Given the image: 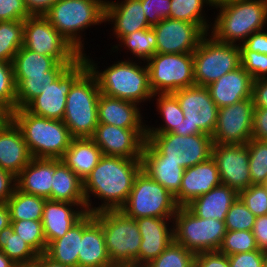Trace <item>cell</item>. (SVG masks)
I'll use <instances>...</instances> for the list:
<instances>
[{
  "instance_id": "1",
  "label": "cell",
  "mask_w": 267,
  "mask_h": 267,
  "mask_svg": "<svg viewBox=\"0 0 267 267\" xmlns=\"http://www.w3.org/2000/svg\"><path fill=\"white\" fill-rule=\"evenodd\" d=\"M141 170V158L102 155L92 172L83 180L87 212L120 210L127 201L135 178ZM89 194L98 197L99 200L103 199L102 205L93 207Z\"/></svg>"
},
{
  "instance_id": "2",
  "label": "cell",
  "mask_w": 267,
  "mask_h": 267,
  "mask_svg": "<svg viewBox=\"0 0 267 267\" xmlns=\"http://www.w3.org/2000/svg\"><path fill=\"white\" fill-rule=\"evenodd\" d=\"M11 119L20 128L32 158L60 159L73 137L62 120L36 116L16 109Z\"/></svg>"
},
{
  "instance_id": "3",
  "label": "cell",
  "mask_w": 267,
  "mask_h": 267,
  "mask_svg": "<svg viewBox=\"0 0 267 267\" xmlns=\"http://www.w3.org/2000/svg\"><path fill=\"white\" fill-rule=\"evenodd\" d=\"M215 8H220V12L214 18L210 35L223 43H243L254 32L264 30L267 23L264 0H232Z\"/></svg>"
},
{
  "instance_id": "4",
  "label": "cell",
  "mask_w": 267,
  "mask_h": 267,
  "mask_svg": "<svg viewBox=\"0 0 267 267\" xmlns=\"http://www.w3.org/2000/svg\"><path fill=\"white\" fill-rule=\"evenodd\" d=\"M83 57L97 78L101 94L136 104L156 96L150 87L146 65L142 67L131 60L118 61L101 72L97 70L96 63L94 64L89 56L84 54Z\"/></svg>"
},
{
  "instance_id": "5",
  "label": "cell",
  "mask_w": 267,
  "mask_h": 267,
  "mask_svg": "<svg viewBox=\"0 0 267 267\" xmlns=\"http://www.w3.org/2000/svg\"><path fill=\"white\" fill-rule=\"evenodd\" d=\"M102 226L106 249L115 267H139L141 234L135 219L121 210H104L94 213Z\"/></svg>"
},
{
  "instance_id": "6",
  "label": "cell",
  "mask_w": 267,
  "mask_h": 267,
  "mask_svg": "<svg viewBox=\"0 0 267 267\" xmlns=\"http://www.w3.org/2000/svg\"><path fill=\"white\" fill-rule=\"evenodd\" d=\"M101 95L96 76L88 68L71 86L66 99L63 122L73 138H91L98 121Z\"/></svg>"
},
{
  "instance_id": "7",
  "label": "cell",
  "mask_w": 267,
  "mask_h": 267,
  "mask_svg": "<svg viewBox=\"0 0 267 267\" xmlns=\"http://www.w3.org/2000/svg\"><path fill=\"white\" fill-rule=\"evenodd\" d=\"M105 4V0H58L44 16L83 56V40L79 33L105 22Z\"/></svg>"
},
{
  "instance_id": "8",
  "label": "cell",
  "mask_w": 267,
  "mask_h": 267,
  "mask_svg": "<svg viewBox=\"0 0 267 267\" xmlns=\"http://www.w3.org/2000/svg\"><path fill=\"white\" fill-rule=\"evenodd\" d=\"M172 220L174 241L194 254L218 251L227 232L225 221L199 218L187 206L178 207Z\"/></svg>"
},
{
  "instance_id": "9",
  "label": "cell",
  "mask_w": 267,
  "mask_h": 267,
  "mask_svg": "<svg viewBox=\"0 0 267 267\" xmlns=\"http://www.w3.org/2000/svg\"><path fill=\"white\" fill-rule=\"evenodd\" d=\"M178 207L175 197L141 170L135 178L127 201L120 210L133 219L173 218Z\"/></svg>"
},
{
  "instance_id": "10",
  "label": "cell",
  "mask_w": 267,
  "mask_h": 267,
  "mask_svg": "<svg viewBox=\"0 0 267 267\" xmlns=\"http://www.w3.org/2000/svg\"><path fill=\"white\" fill-rule=\"evenodd\" d=\"M207 34L193 52L195 85L207 87L241 66L239 44L223 43Z\"/></svg>"
},
{
  "instance_id": "11",
  "label": "cell",
  "mask_w": 267,
  "mask_h": 267,
  "mask_svg": "<svg viewBox=\"0 0 267 267\" xmlns=\"http://www.w3.org/2000/svg\"><path fill=\"white\" fill-rule=\"evenodd\" d=\"M145 142L165 161L178 163L184 169L209 159L214 144L205 133L183 136L171 132L147 133Z\"/></svg>"
},
{
  "instance_id": "12",
  "label": "cell",
  "mask_w": 267,
  "mask_h": 267,
  "mask_svg": "<svg viewBox=\"0 0 267 267\" xmlns=\"http://www.w3.org/2000/svg\"><path fill=\"white\" fill-rule=\"evenodd\" d=\"M183 111L184 120L174 132L178 135L208 134L212 137L218 107L206 87L193 85L172 93Z\"/></svg>"
},
{
  "instance_id": "13",
  "label": "cell",
  "mask_w": 267,
  "mask_h": 267,
  "mask_svg": "<svg viewBox=\"0 0 267 267\" xmlns=\"http://www.w3.org/2000/svg\"><path fill=\"white\" fill-rule=\"evenodd\" d=\"M147 62L150 87L155 95L195 85L193 53H156Z\"/></svg>"
},
{
  "instance_id": "14",
  "label": "cell",
  "mask_w": 267,
  "mask_h": 267,
  "mask_svg": "<svg viewBox=\"0 0 267 267\" xmlns=\"http://www.w3.org/2000/svg\"><path fill=\"white\" fill-rule=\"evenodd\" d=\"M23 47L53 57L59 63H75L82 56L45 16H30L24 20Z\"/></svg>"
},
{
  "instance_id": "15",
  "label": "cell",
  "mask_w": 267,
  "mask_h": 267,
  "mask_svg": "<svg viewBox=\"0 0 267 267\" xmlns=\"http://www.w3.org/2000/svg\"><path fill=\"white\" fill-rule=\"evenodd\" d=\"M88 69V62L81 56L70 65L39 96L35 97L25 109L33 115L63 120L67 94L73 83Z\"/></svg>"
},
{
  "instance_id": "16",
  "label": "cell",
  "mask_w": 267,
  "mask_h": 267,
  "mask_svg": "<svg viewBox=\"0 0 267 267\" xmlns=\"http://www.w3.org/2000/svg\"><path fill=\"white\" fill-rule=\"evenodd\" d=\"M254 109L252 98L218 108L213 143L247 144L252 139Z\"/></svg>"
},
{
  "instance_id": "17",
  "label": "cell",
  "mask_w": 267,
  "mask_h": 267,
  "mask_svg": "<svg viewBox=\"0 0 267 267\" xmlns=\"http://www.w3.org/2000/svg\"><path fill=\"white\" fill-rule=\"evenodd\" d=\"M146 135V128H121L99 123L91 139L103 155L141 158Z\"/></svg>"
},
{
  "instance_id": "18",
  "label": "cell",
  "mask_w": 267,
  "mask_h": 267,
  "mask_svg": "<svg viewBox=\"0 0 267 267\" xmlns=\"http://www.w3.org/2000/svg\"><path fill=\"white\" fill-rule=\"evenodd\" d=\"M156 35V53H193L207 34L198 24L172 18L152 26Z\"/></svg>"
},
{
  "instance_id": "19",
  "label": "cell",
  "mask_w": 267,
  "mask_h": 267,
  "mask_svg": "<svg viewBox=\"0 0 267 267\" xmlns=\"http://www.w3.org/2000/svg\"><path fill=\"white\" fill-rule=\"evenodd\" d=\"M212 158L216 162L221 184L238 193L251 185L247 144L214 143Z\"/></svg>"
},
{
  "instance_id": "20",
  "label": "cell",
  "mask_w": 267,
  "mask_h": 267,
  "mask_svg": "<svg viewBox=\"0 0 267 267\" xmlns=\"http://www.w3.org/2000/svg\"><path fill=\"white\" fill-rule=\"evenodd\" d=\"M221 180L212 156L206 161L184 169L179 192L174 196L179 207H186L195 198L220 186Z\"/></svg>"
},
{
  "instance_id": "21",
  "label": "cell",
  "mask_w": 267,
  "mask_h": 267,
  "mask_svg": "<svg viewBox=\"0 0 267 267\" xmlns=\"http://www.w3.org/2000/svg\"><path fill=\"white\" fill-rule=\"evenodd\" d=\"M171 219L173 218L142 217L135 219L142 239L139 248V267H145L173 242V228L169 229L167 222Z\"/></svg>"
},
{
  "instance_id": "22",
  "label": "cell",
  "mask_w": 267,
  "mask_h": 267,
  "mask_svg": "<svg viewBox=\"0 0 267 267\" xmlns=\"http://www.w3.org/2000/svg\"><path fill=\"white\" fill-rule=\"evenodd\" d=\"M72 206H80L79 208L82 209H75ZM86 213V204H73L65 201H52L47 199L44 204L41 221L47 246L52 241L63 237Z\"/></svg>"
},
{
  "instance_id": "23",
  "label": "cell",
  "mask_w": 267,
  "mask_h": 267,
  "mask_svg": "<svg viewBox=\"0 0 267 267\" xmlns=\"http://www.w3.org/2000/svg\"><path fill=\"white\" fill-rule=\"evenodd\" d=\"M31 159L20 128L8 120L0 128V168L16 177Z\"/></svg>"
},
{
  "instance_id": "24",
  "label": "cell",
  "mask_w": 267,
  "mask_h": 267,
  "mask_svg": "<svg viewBox=\"0 0 267 267\" xmlns=\"http://www.w3.org/2000/svg\"><path fill=\"white\" fill-rule=\"evenodd\" d=\"M253 79L242 67L224 74L206 88L218 108L252 98Z\"/></svg>"
},
{
  "instance_id": "25",
  "label": "cell",
  "mask_w": 267,
  "mask_h": 267,
  "mask_svg": "<svg viewBox=\"0 0 267 267\" xmlns=\"http://www.w3.org/2000/svg\"><path fill=\"white\" fill-rule=\"evenodd\" d=\"M56 159L32 158L16 176V188L26 194L51 200Z\"/></svg>"
},
{
  "instance_id": "26",
  "label": "cell",
  "mask_w": 267,
  "mask_h": 267,
  "mask_svg": "<svg viewBox=\"0 0 267 267\" xmlns=\"http://www.w3.org/2000/svg\"><path fill=\"white\" fill-rule=\"evenodd\" d=\"M114 22V34L119 40L133 32L152 27L144 14L141 0L106 1L105 22Z\"/></svg>"
},
{
  "instance_id": "27",
  "label": "cell",
  "mask_w": 267,
  "mask_h": 267,
  "mask_svg": "<svg viewBox=\"0 0 267 267\" xmlns=\"http://www.w3.org/2000/svg\"><path fill=\"white\" fill-rule=\"evenodd\" d=\"M142 171L154 181L161 184L173 196L181 187L184 168L178 163L165 161V157L158 155L146 142L141 156Z\"/></svg>"
},
{
  "instance_id": "28",
  "label": "cell",
  "mask_w": 267,
  "mask_h": 267,
  "mask_svg": "<svg viewBox=\"0 0 267 267\" xmlns=\"http://www.w3.org/2000/svg\"><path fill=\"white\" fill-rule=\"evenodd\" d=\"M137 105L101 94L98 99V121L121 128H146Z\"/></svg>"
},
{
  "instance_id": "29",
  "label": "cell",
  "mask_w": 267,
  "mask_h": 267,
  "mask_svg": "<svg viewBox=\"0 0 267 267\" xmlns=\"http://www.w3.org/2000/svg\"><path fill=\"white\" fill-rule=\"evenodd\" d=\"M94 220V213L87 212L63 237L52 241L47 246L45 254L55 262L78 267L82 233Z\"/></svg>"
},
{
  "instance_id": "30",
  "label": "cell",
  "mask_w": 267,
  "mask_h": 267,
  "mask_svg": "<svg viewBox=\"0 0 267 267\" xmlns=\"http://www.w3.org/2000/svg\"><path fill=\"white\" fill-rule=\"evenodd\" d=\"M238 197L237 191L221 184L208 193L195 198L187 207L199 218L225 221L229 208Z\"/></svg>"
},
{
  "instance_id": "31",
  "label": "cell",
  "mask_w": 267,
  "mask_h": 267,
  "mask_svg": "<svg viewBox=\"0 0 267 267\" xmlns=\"http://www.w3.org/2000/svg\"><path fill=\"white\" fill-rule=\"evenodd\" d=\"M78 267H115L108 255L102 226L94 220L82 233Z\"/></svg>"
},
{
  "instance_id": "32",
  "label": "cell",
  "mask_w": 267,
  "mask_h": 267,
  "mask_svg": "<svg viewBox=\"0 0 267 267\" xmlns=\"http://www.w3.org/2000/svg\"><path fill=\"white\" fill-rule=\"evenodd\" d=\"M102 155L101 149L91 138H73L60 160L83 181Z\"/></svg>"
},
{
  "instance_id": "33",
  "label": "cell",
  "mask_w": 267,
  "mask_h": 267,
  "mask_svg": "<svg viewBox=\"0 0 267 267\" xmlns=\"http://www.w3.org/2000/svg\"><path fill=\"white\" fill-rule=\"evenodd\" d=\"M74 63H59L55 58L21 47L13 60L16 87L28 76L45 75L50 70H66Z\"/></svg>"
},
{
  "instance_id": "34",
  "label": "cell",
  "mask_w": 267,
  "mask_h": 267,
  "mask_svg": "<svg viewBox=\"0 0 267 267\" xmlns=\"http://www.w3.org/2000/svg\"><path fill=\"white\" fill-rule=\"evenodd\" d=\"M52 201L86 204L83 181L60 159H56V170L51 188Z\"/></svg>"
},
{
  "instance_id": "35",
  "label": "cell",
  "mask_w": 267,
  "mask_h": 267,
  "mask_svg": "<svg viewBox=\"0 0 267 267\" xmlns=\"http://www.w3.org/2000/svg\"><path fill=\"white\" fill-rule=\"evenodd\" d=\"M47 199L26 194L17 188L6 202L11 220L42 221L43 208Z\"/></svg>"
},
{
  "instance_id": "36",
  "label": "cell",
  "mask_w": 267,
  "mask_h": 267,
  "mask_svg": "<svg viewBox=\"0 0 267 267\" xmlns=\"http://www.w3.org/2000/svg\"><path fill=\"white\" fill-rule=\"evenodd\" d=\"M0 250L17 266L34 263L38 255L14 232L11 224L0 231Z\"/></svg>"
},
{
  "instance_id": "37",
  "label": "cell",
  "mask_w": 267,
  "mask_h": 267,
  "mask_svg": "<svg viewBox=\"0 0 267 267\" xmlns=\"http://www.w3.org/2000/svg\"><path fill=\"white\" fill-rule=\"evenodd\" d=\"M157 109L163 116L164 125L159 128L146 126L147 133H174L184 120L183 111L172 93H158Z\"/></svg>"
},
{
  "instance_id": "38",
  "label": "cell",
  "mask_w": 267,
  "mask_h": 267,
  "mask_svg": "<svg viewBox=\"0 0 267 267\" xmlns=\"http://www.w3.org/2000/svg\"><path fill=\"white\" fill-rule=\"evenodd\" d=\"M65 70H50L45 75L28 76L16 87L17 109L25 108Z\"/></svg>"
},
{
  "instance_id": "39",
  "label": "cell",
  "mask_w": 267,
  "mask_h": 267,
  "mask_svg": "<svg viewBox=\"0 0 267 267\" xmlns=\"http://www.w3.org/2000/svg\"><path fill=\"white\" fill-rule=\"evenodd\" d=\"M24 21L0 22V61L13 63L18 50L23 46Z\"/></svg>"
},
{
  "instance_id": "40",
  "label": "cell",
  "mask_w": 267,
  "mask_h": 267,
  "mask_svg": "<svg viewBox=\"0 0 267 267\" xmlns=\"http://www.w3.org/2000/svg\"><path fill=\"white\" fill-rule=\"evenodd\" d=\"M204 4L209 5L207 0H171V9L169 18L183 20L198 24L208 35L209 28L204 19L202 8Z\"/></svg>"
},
{
  "instance_id": "41",
  "label": "cell",
  "mask_w": 267,
  "mask_h": 267,
  "mask_svg": "<svg viewBox=\"0 0 267 267\" xmlns=\"http://www.w3.org/2000/svg\"><path fill=\"white\" fill-rule=\"evenodd\" d=\"M125 48L129 49L134 57L146 63L156 54V35L152 27L142 29L120 39ZM146 60V62H145Z\"/></svg>"
},
{
  "instance_id": "42",
  "label": "cell",
  "mask_w": 267,
  "mask_h": 267,
  "mask_svg": "<svg viewBox=\"0 0 267 267\" xmlns=\"http://www.w3.org/2000/svg\"><path fill=\"white\" fill-rule=\"evenodd\" d=\"M247 147L251 185L263 184L267 180V140L250 139Z\"/></svg>"
},
{
  "instance_id": "43",
  "label": "cell",
  "mask_w": 267,
  "mask_h": 267,
  "mask_svg": "<svg viewBox=\"0 0 267 267\" xmlns=\"http://www.w3.org/2000/svg\"><path fill=\"white\" fill-rule=\"evenodd\" d=\"M11 226L14 232L25 240L38 255L46 252L47 242L41 221L11 220Z\"/></svg>"
},
{
  "instance_id": "44",
  "label": "cell",
  "mask_w": 267,
  "mask_h": 267,
  "mask_svg": "<svg viewBox=\"0 0 267 267\" xmlns=\"http://www.w3.org/2000/svg\"><path fill=\"white\" fill-rule=\"evenodd\" d=\"M195 254L173 242L145 267H194Z\"/></svg>"
},
{
  "instance_id": "45",
  "label": "cell",
  "mask_w": 267,
  "mask_h": 267,
  "mask_svg": "<svg viewBox=\"0 0 267 267\" xmlns=\"http://www.w3.org/2000/svg\"><path fill=\"white\" fill-rule=\"evenodd\" d=\"M258 250L252 231H227L219 252L227 256Z\"/></svg>"
},
{
  "instance_id": "46",
  "label": "cell",
  "mask_w": 267,
  "mask_h": 267,
  "mask_svg": "<svg viewBox=\"0 0 267 267\" xmlns=\"http://www.w3.org/2000/svg\"><path fill=\"white\" fill-rule=\"evenodd\" d=\"M0 105L10 114L17 109L13 63L0 61Z\"/></svg>"
},
{
  "instance_id": "47",
  "label": "cell",
  "mask_w": 267,
  "mask_h": 267,
  "mask_svg": "<svg viewBox=\"0 0 267 267\" xmlns=\"http://www.w3.org/2000/svg\"><path fill=\"white\" fill-rule=\"evenodd\" d=\"M256 216L238 197L226 214L225 226L227 231H252Z\"/></svg>"
},
{
  "instance_id": "48",
  "label": "cell",
  "mask_w": 267,
  "mask_h": 267,
  "mask_svg": "<svg viewBox=\"0 0 267 267\" xmlns=\"http://www.w3.org/2000/svg\"><path fill=\"white\" fill-rule=\"evenodd\" d=\"M239 44L241 66L251 75L253 81L267 78V54L249 51Z\"/></svg>"
},
{
  "instance_id": "49",
  "label": "cell",
  "mask_w": 267,
  "mask_h": 267,
  "mask_svg": "<svg viewBox=\"0 0 267 267\" xmlns=\"http://www.w3.org/2000/svg\"><path fill=\"white\" fill-rule=\"evenodd\" d=\"M239 198L256 217L267 215V192L262 184L240 191Z\"/></svg>"
},
{
  "instance_id": "50",
  "label": "cell",
  "mask_w": 267,
  "mask_h": 267,
  "mask_svg": "<svg viewBox=\"0 0 267 267\" xmlns=\"http://www.w3.org/2000/svg\"><path fill=\"white\" fill-rule=\"evenodd\" d=\"M148 23L153 26L169 18L171 0H141Z\"/></svg>"
},
{
  "instance_id": "51",
  "label": "cell",
  "mask_w": 267,
  "mask_h": 267,
  "mask_svg": "<svg viewBox=\"0 0 267 267\" xmlns=\"http://www.w3.org/2000/svg\"><path fill=\"white\" fill-rule=\"evenodd\" d=\"M30 16L24 0H0V22L24 21Z\"/></svg>"
},
{
  "instance_id": "52",
  "label": "cell",
  "mask_w": 267,
  "mask_h": 267,
  "mask_svg": "<svg viewBox=\"0 0 267 267\" xmlns=\"http://www.w3.org/2000/svg\"><path fill=\"white\" fill-rule=\"evenodd\" d=\"M265 252L253 250L228 256L230 267H264Z\"/></svg>"
},
{
  "instance_id": "53",
  "label": "cell",
  "mask_w": 267,
  "mask_h": 267,
  "mask_svg": "<svg viewBox=\"0 0 267 267\" xmlns=\"http://www.w3.org/2000/svg\"><path fill=\"white\" fill-rule=\"evenodd\" d=\"M194 267H230L228 256L219 251L195 254Z\"/></svg>"
},
{
  "instance_id": "54",
  "label": "cell",
  "mask_w": 267,
  "mask_h": 267,
  "mask_svg": "<svg viewBox=\"0 0 267 267\" xmlns=\"http://www.w3.org/2000/svg\"><path fill=\"white\" fill-rule=\"evenodd\" d=\"M252 139L267 140V108H255Z\"/></svg>"
},
{
  "instance_id": "55",
  "label": "cell",
  "mask_w": 267,
  "mask_h": 267,
  "mask_svg": "<svg viewBox=\"0 0 267 267\" xmlns=\"http://www.w3.org/2000/svg\"><path fill=\"white\" fill-rule=\"evenodd\" d=\"M15 188L16 177L9 171L0 168V203H6Z\"/></svg>"
},
{
  "instance_id": "56",
  "label": "cell",
  "mask_w": 267,
  "mask_h": 267,
  "mask_svg": "<svg viewBox=\"0 0 267 267\" xmlns=\"http://www.w3.org/2000/svg\"><path fill=\"white\" fill-rule=\"evenodd\" d=\"M252 232L257 248L267 252V215L256 217Z\"/></svg>"
},
{
  "instance_id": "57",
  "label": "cell",
  "mask_w": 267,
  "mask_h": 267,
  "mask_svg": "<svg viewBox=\"0 0 267 267\" xmlns=\"http://www.w3.org/2000/svg\"><path fill=\"white\" fill-rule=\"evenodd\" d=\"M242 45L249 51L267 54V32H264V30L254 32Z\"/></svg>"
},
{
  "instance_id": "58",
  "label": "cell",
  "mask_w": 267,
  "mask_h": 267,
  "mask_svg": "<svg viewBox=\"0 0 267 267\" xmlns=\"http://www.w3.org/2000/svg\"><path fill=\"white\" fill-rule=\"evenodd\" d=\"M252 100L255 108H267V78L253 81Z\"/></svg>"
},
{
  "instance_id": "59",
  "label": "cell",
  "mask_w": 267,
  "mask_h": 267,
  "mask_svg": "<svg viewBox=\"0 0 267 267\" xmlns=\"http://www.w3.org/2000/svg\"><path fill=\"white\" fill-rule=\"evenodd\" d=\"M58 0H24L31 16H44Z\"/></svg>"
},
{
  "instance_id": "60",
  "label": "cell",
  "mask_w": 267,
  "mask_h": 267,
  "mask_svg": "<svg viewBox=\"0 0 267 267\" xmlns=\"http://www.w3.org/2000/svg\"><path fill=\"white\" fill-rule=\"evenodd\" d=\"M34 263L38 267H71L67 265H63L61 263L53 261L50 257H48L45 253L37 255Z\"/></svg>"
},
{
  "instance_id": "61",
  "label": "cell",
  "mask_w": 267,
  "mask_h": 267,
  "mask_svg": "<svg viewBox=\"0 0 267 267\" xmlns=\"http://www.w3.org/2000/svg\"><path fill=\"white\" fill-rule=\"evenodd\" d=\"M11 224V217L6 203H0V231Z\"/></svg>"
},
{
  "instance_id": "62",
  "label": "cell",
  "mask_w": 267,
  "mask_h": 267,
  "mask_svg": "<svg viewBox=\"0 0 267 267\" xmlns=\"http://www.w3.org/2000/svg\"><path fill=\"white\" fill-rule=\"evenodd\" d=\"M0 267H17V265L0 250Z\"/></svg>"
},
{
  "instance_id": "63",
  "label": "cell",
  "mask_w": 267,
  "mask_h": 267,
  "mask_svg": "<svg viewBox=\"0 0 267 267\" xmlns=\"http://www.w3.org/2000/svg\"><path fill=\"white\" fill-rule=\"evenodd\" d=\"M11 119V114L0 105V128Z\"/></svg>"
},
{
  "instance_id": "64",
  "label": "cell",
  "mask_w": 267,
  "mask_h": 267,
  "mask_svg": "<svg viewBox=\"0 0 267 267\" xmlns=\"http://www.w3.org/2000/svg\"><path fill=\"white\" fill-rule=\"evenodd\" d=\"M209 3V6L217 7L219 5H222L224 3L230 2L232 0H207Z\"/></svg>"
},
{
  "instance_id": "65",
  "label": "cell",
  "mask_w": 267,
  "mask_h": 267,
  "mask_svg": "<svg viewBox=\"0 0 267 267\" xmlns=\"http://www.w3.org/2000/svg\"><path fill=\"white\" fill-rule=\"evenodd\" d=\"M17 267H38L35 263L18 265Z\"/></svg>"
},
{
  "instance_id": "66",
  "label": "cell",
  "mask_w": 267,
  "mask_h": 267,
  "mask_svg": "<svg viewBox=\"0 0 267 267\" xmlns=\"http://www.w3.org/2000/svg\"><path fill=\"white\" fill-rule=\"evenodd\" d=\"M264 267H267V252H265L264 256Z\"/></svg>"
},
{
  "instance_id": "67",
  "label": "cell",
  "mask_w": 267,
  "mask_h": 267,
  "mask_svg": "<svg viewBox=\"0 0 267 267\" xmlns=\"http://www.w3.org/2000/svg\"><path fill=\"white\" fill-rule=\"evenodd\" d=\"M262 185L264 186V188L266 189V192H267V180Z\"/></svg>"
}]
</instances>
